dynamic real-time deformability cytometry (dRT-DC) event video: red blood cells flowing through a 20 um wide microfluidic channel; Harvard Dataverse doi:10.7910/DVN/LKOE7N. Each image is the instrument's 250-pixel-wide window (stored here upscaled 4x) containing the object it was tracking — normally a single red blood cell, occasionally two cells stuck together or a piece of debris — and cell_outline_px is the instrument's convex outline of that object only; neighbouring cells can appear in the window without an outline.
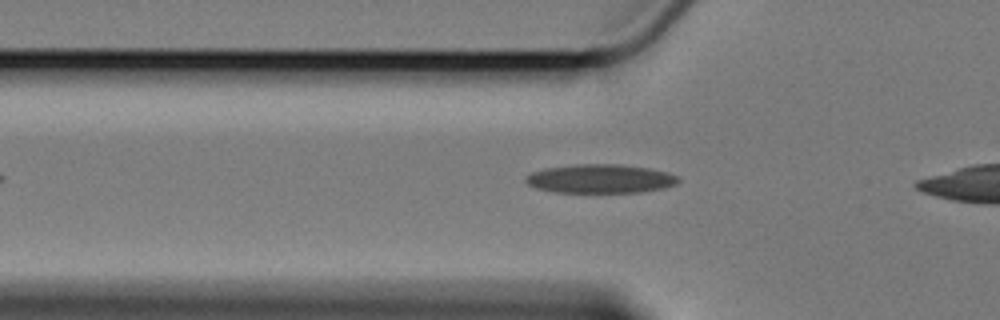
{"species": "Egyptian fruit bat (a non-hibernating species)", "species_latin": "Rousettus aegyptiacus", "temperature_condition": "cold", "stored_images_in_passage": 36, "camera_frame_rate_fps": 3000, "um_per_image_px": 0.085, "animal": {"sex": "female"}, "frame": {"image": 1, "passage_image": 7, "time_ms": 2.0, "image_size_px": [1000, 320], "cell_outline_px": [[680, 180], [676, 184], [664, 188], [640, 192], [556, 192], [536, 188], [528, 184], [524, 180], [532, 172], [548, 168], [576, 164], [620, 164], [648, 168], [668, 172], [680, 176]], "centroid_in_image_um": [51.08, 15.19], "position_along_channel_um": 74.7, "area_um2": 25.55}}
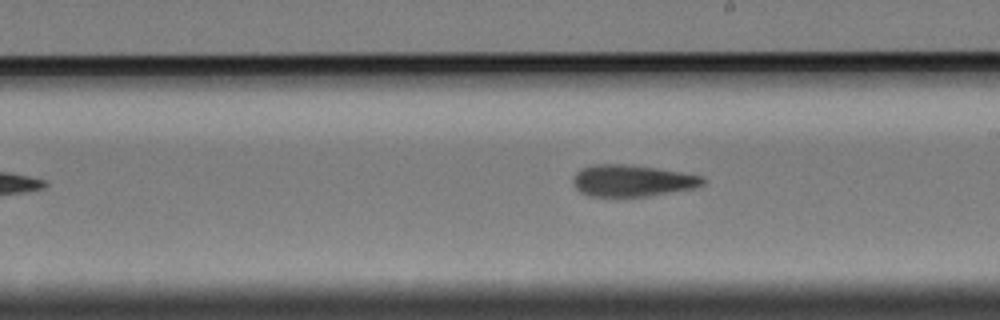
{"frame": {"image": 2, "passage_image": 21, "time_ms": 6.667, "image_size_px": [1000, 320], "cell_outline_px": [[704, 184], [692, 188], [648, 196], [616, 200], [588, 196], [580, 192], [576, 188], [572, 180], [576, 172], [580, 168], [592, 164], [624, 164], [656, 168], [680, 172], [700, 176], [704, 180]], "centroid_in_image_um": [53.62, 15.4], "position_along_channel_um": 235.4, "area_um2": 24.57}}
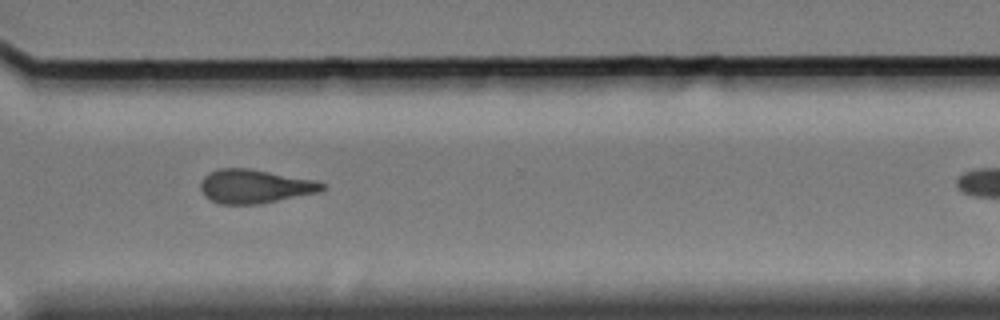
{"frame": {"image": 3, "passage_image": 31, "time_ms": 10.0, "image_size_px": [1000, 320], "cell_outline_px": [[328, 184], [320, 192], [260, 204], [220, 204], [204, 196], [200, 188], [200, 180], [208, 172], [220, 168], [248, 168], [316, 180]], "centroid_in_image_um": [21.66, 15.83], "position_along_channel_um": 348.9, "area_um2": 24.16}}